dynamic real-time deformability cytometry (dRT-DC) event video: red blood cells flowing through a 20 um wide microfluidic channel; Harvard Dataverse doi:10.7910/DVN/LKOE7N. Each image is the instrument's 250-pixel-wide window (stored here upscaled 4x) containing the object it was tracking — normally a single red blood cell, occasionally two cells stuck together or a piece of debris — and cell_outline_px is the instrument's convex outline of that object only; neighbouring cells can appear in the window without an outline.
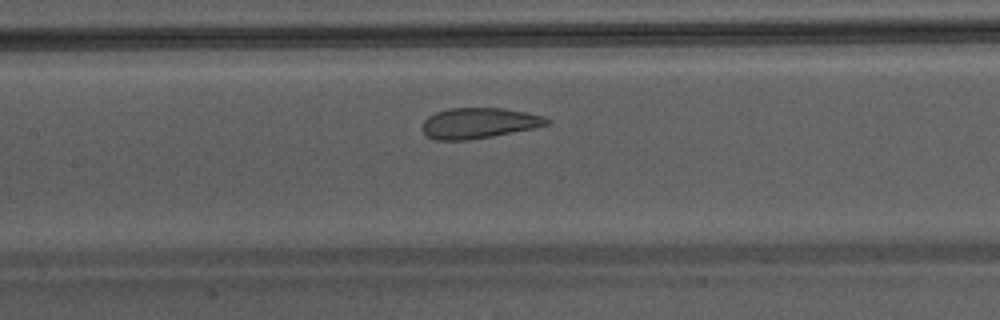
{"species": "Egyptian fruit bat (a non-hibernating species)", "species_latin": "Rousettus aegyptiacus", "temperature_condition": "warm", "stored_images_in_passage": 28, "camera_frame_rate_fps": 3000, "um_per_image_px": 0.085, "animal": {"sex": "male"}, "frame": {"image": 1, "passage_image": 9, "time_ms": 2.667, "image_size_px": [1000, 320], "cell_outline_px": [[552, 124], [536, 128], [492, 136], [468, 140], [436, 140], [424, 136], [420, 128], [420, 124], [428, 116], [436, 112], [448, 108], [504, 108], [544, 116], [552, 120]], "centroid_in_image_um": [40.68, 10.47], "position_along_channel_um": 166.7, "area_um2": 22.66}}
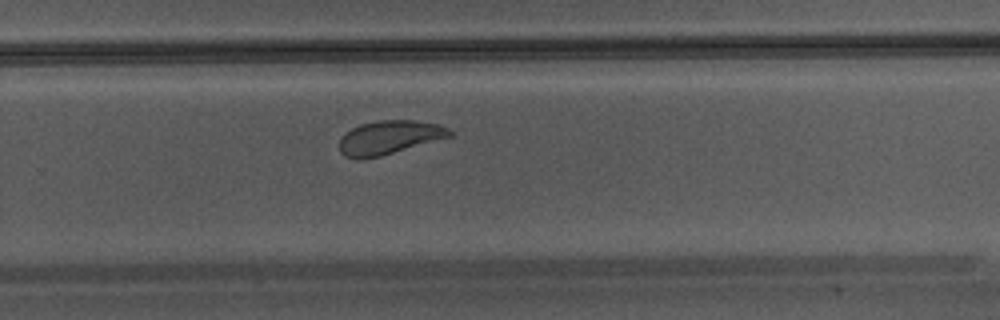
{"frame": {"image": 2, "passage_image": 18, "time_ms": 5.667, "image_size_px": [1000, 320], "cell_outline_px": [[456, 136], [380, 156], [360, 160], [344, 156], [340, 152], [340, 136], [344, 132], [360, 124], [380, 120], [416, 120], [436, 124], [448, 128]], "centroid_in_image_um": [33.1, 11.69], "position_along_channel_um": 296.7, "area_um2": 22.02}}
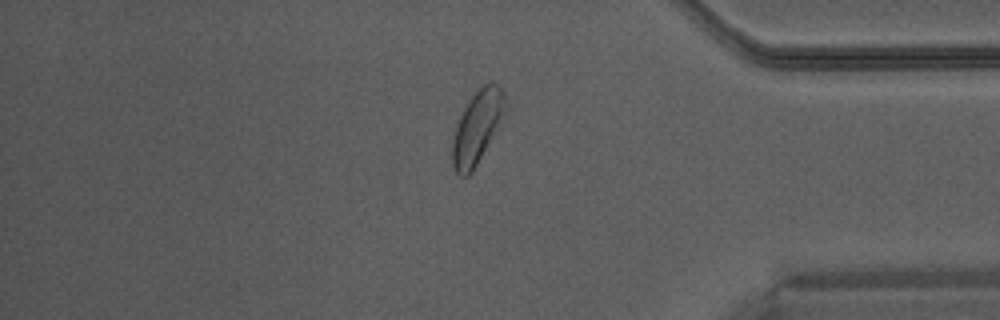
{"frame": {"image": 3, "passage_image": 26, "time_ms": 8.333, "image_size_px": [1000, 320], "cell_outline_px": [[508, 112], [472, 172], [468, 176], [460, 176], [456, 172], [452, 164], [452, 140], [460, 116], [464, 108], [472, 96], [488, 80], [492, 80], [504, 92], [508, 100]], "centroid_in_image_um": [40.62, 10.77], "position_along_channel_um": 394.6, "area_um2": 22.77}}